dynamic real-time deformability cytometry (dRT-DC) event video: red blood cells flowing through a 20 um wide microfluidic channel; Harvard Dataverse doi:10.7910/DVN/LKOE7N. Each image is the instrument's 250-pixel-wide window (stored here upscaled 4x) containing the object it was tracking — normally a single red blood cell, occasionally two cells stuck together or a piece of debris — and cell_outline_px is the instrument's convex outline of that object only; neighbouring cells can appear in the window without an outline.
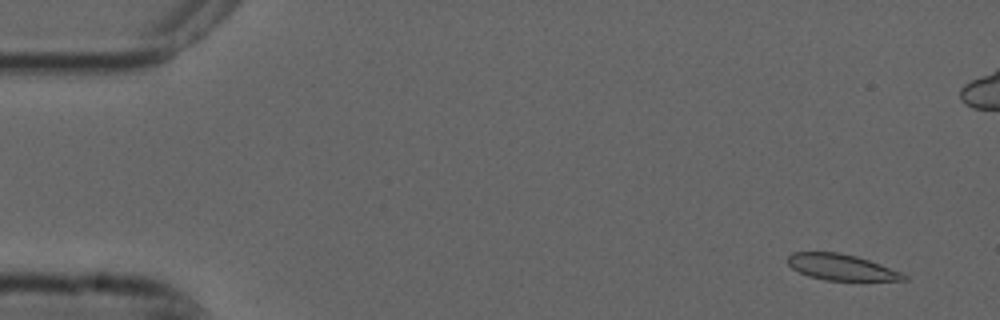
{"species": "common noctule bat (a hibernating species)", "species_latin": "Nyctalus noctula", "temperature_condition": "cold", "stored_images_in_passage": 2, "camera_frame_rate_fps": 3000, "um_per_image_px": 0.085, "animal": {"sex": "male", "forearm_length_mm": 52.5}, "frame": {"image": 1, "passage_image": 1, "time_ms": 0.0, "image_size_px": [1000, 320], "cell_outline_px": [[908, 280], [824, 280], [808, 276], [792, 268], [788, 264], [788, 256], [792, 252], [840, 252], [856, 256], [904, 272], [908, 276]], "centroid_in_image_um": [71.54, 22.71], "position_along_channel_um": 13.5, "area_um2": 17.63}}